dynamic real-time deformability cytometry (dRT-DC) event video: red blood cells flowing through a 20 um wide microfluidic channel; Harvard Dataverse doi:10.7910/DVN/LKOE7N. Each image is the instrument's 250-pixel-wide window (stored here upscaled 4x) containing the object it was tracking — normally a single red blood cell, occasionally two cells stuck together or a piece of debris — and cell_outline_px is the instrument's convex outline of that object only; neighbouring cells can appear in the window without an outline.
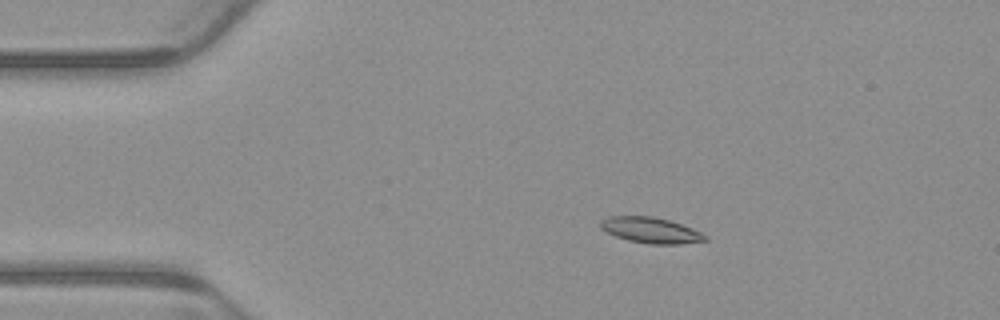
{"species": "common noctule bat (a hibernating species)", "species_latin": "Nyctalus noctula", "temperature_condition": "warm", "stored_images_in_passage": 7, "camera_frame_rate_fps": 3000, "um_per_image_px": 0.085, "animal": {"sex": "male", "body_mass_g": 23.1, "forearm_length_mm": 52.7}, "frame": {"image": 1, "passage_image": 3, "time_ms": 0.667, "image_size_px": [1000, 320], "cell_outline_px": [[708, 240], [680, 244], [652, 244], [628, 240], [616, 236], [600, 228], [600, 220], [608, 216], [652, 216], [668, 220], [692, 228], [708, 236]], "centroid_in_image_um": [55.31, 19.56], "position_along_channel_um": 29.7, "area_um2": 15.61}}
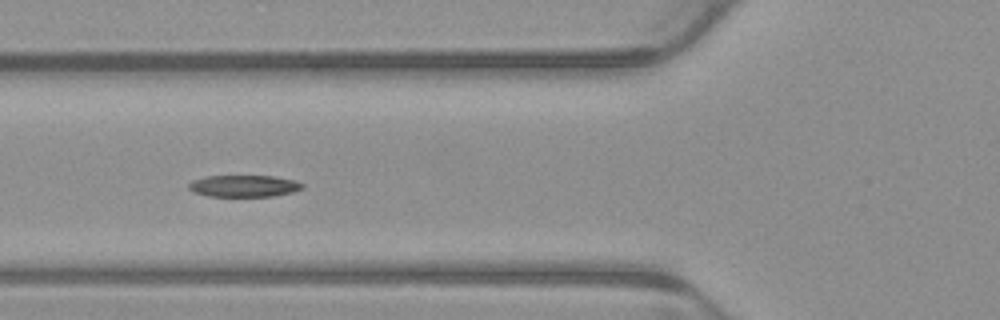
{"frame": {"image": 2, "passage_image": 6, "time_ms": 1.667, "image_size_px": [1000, 320], "cell_outline_px": [[304, 188], [292, 192], [272, 196], [208, 196], [196, 192], [188, 188], [188, 184], [192, 180], [204, 176], [276, 176], [296, 180], [304, 184]], "centroid_in_image_um": [20.76, 15.8], "position_along_channel_um": 105.0, "area_um2": 14.45}}
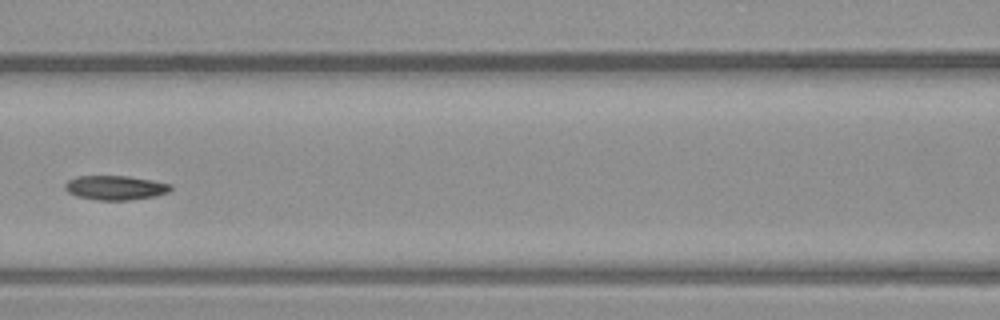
{"frame": {"image": 3, "passage_image": 7, "time_ms": 2.0, "image_size_px": [1000, 320], "cell_outline_px": [[172, 188], [168, 192], [156, 196], [132, 200], [96, 200], [76, 196], [68, 192], [64, 188], [64, 184], [68, 180], [76, 176], [128, 176], [152, 180], [172, 184]], "centroid_in_image_um": [9.8, 15.96], "position_along_channel_um": 156.8, "area_um2": 15.14}}